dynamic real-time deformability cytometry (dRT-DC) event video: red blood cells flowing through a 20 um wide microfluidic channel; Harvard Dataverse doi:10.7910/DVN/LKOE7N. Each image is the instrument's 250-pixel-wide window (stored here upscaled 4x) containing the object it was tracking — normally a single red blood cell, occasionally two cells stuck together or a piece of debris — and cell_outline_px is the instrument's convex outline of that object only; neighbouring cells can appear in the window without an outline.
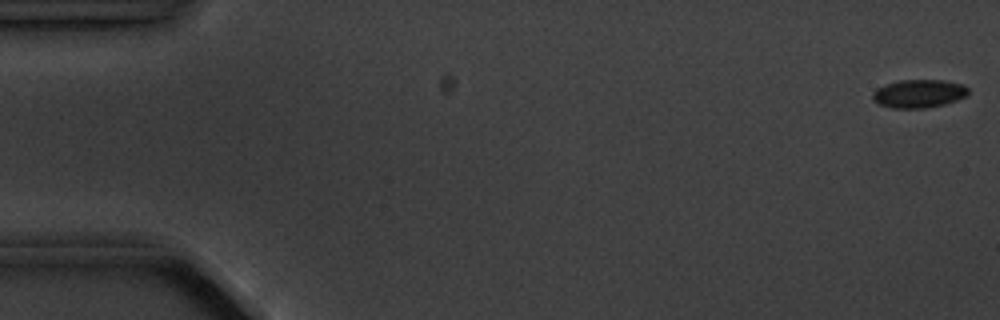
{"species": "common noctule bat (a hibernating species)", "species_latin": "Nyctalus noctula", "temperature_condition": "cold", "stored_images_in_passage": 5, "camera_frame_rate_fps": 3000, "um_per_image_px": 0.085, "animal": {"sex": "male", "body_mass_g": 20.1, "forearm_length_mm": 53.5}, "frame": {"image": 1, "passage_image": 1, "time_ms": 0.0, "image_size_px": [1000, 320], "cell_outline_px": [[968, 96], [944, 104], [924, 108], [892, 108], [880, 104], [872, 100], [872, 92], [876, 88], [884, 84], [896, 80], [944, 80], [964, 84], [968, 88]], "centroid_in_image_um": [78.08, 7.94], "position_along_channel_um": 6.9, "area_um2": 15.95}}